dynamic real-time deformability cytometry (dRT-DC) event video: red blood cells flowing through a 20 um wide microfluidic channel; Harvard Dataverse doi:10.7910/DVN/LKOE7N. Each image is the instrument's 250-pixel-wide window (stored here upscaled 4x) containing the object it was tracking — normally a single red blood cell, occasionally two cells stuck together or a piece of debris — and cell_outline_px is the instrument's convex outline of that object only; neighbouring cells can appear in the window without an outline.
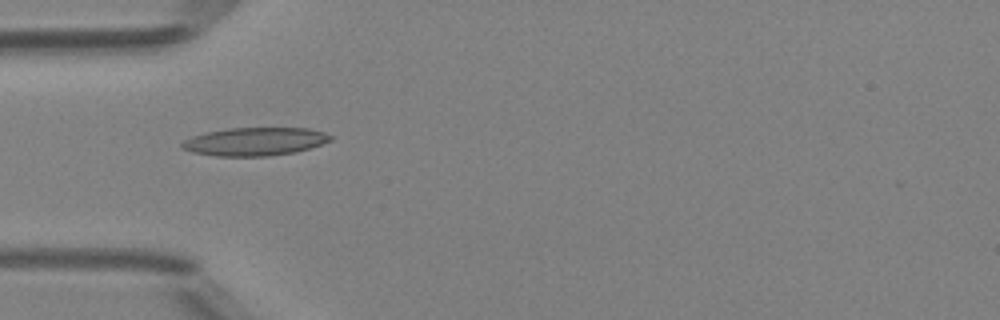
{"species": "Egyptian fruit bat (a non-hibernating species)", "species_latin": "Rousettus aegyptiacus", "temperature_condition": "room temperature", "stored_images_in_passage": 4, "camera_frame_rate_fps": 3000, "um_per_image_px": 0.085, "animal": {"sex": "female"}, "frame": {"image": 1, "passage_image": 2, "time_ms": 1.0, "image_size_px": [1000, 320], "cell_outline_px": [[332, 140], [296, 152], [268, 156], [216, 156], [192, 152], [180, 148], [180, 144], [184, 140], [192, 136], [204, 132], [228, 128], [308, 128], [324, 132], [332, 136]], "centroid_in_image_um": [21.62, 12.03], "position_along_channel_um": 63.4, "area_um2": 24.45}}
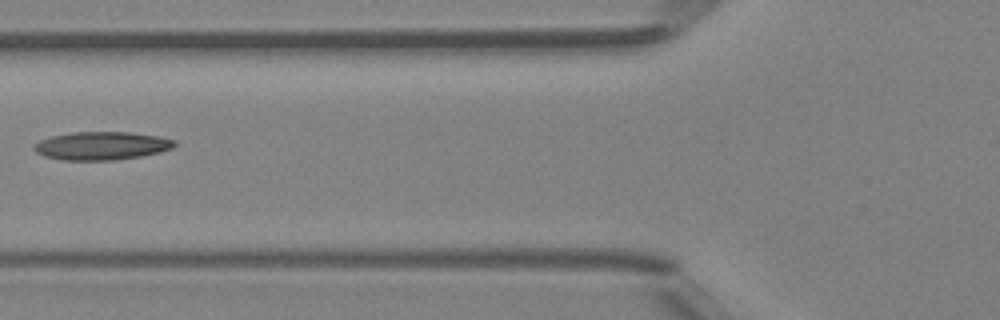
{"frame": {"image": 2, "passage_image": 3, "time_ms": 2.333, "image_size_px": [1000, 320], "cell_outline_px": [[176, 144], [172, 148], [160, 152], [140, 156], [116, 160], [64, 160], [44, 156], [36, 152], [32, 148], [40, 140], [52, 136], [72, 132], [128, 132], [156, 136], [176, 140]], "centroid_in_image_um": [8.63, 12.39], "position_along_channel_um": 117.2, "area_um2": 22.95}}
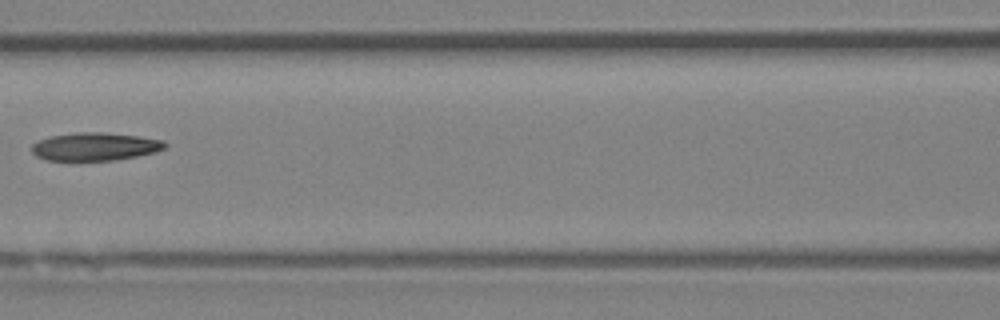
{"frame": {"image": 3, "passage_image": 4, "time_ms": 3.333, "image_size_px": [1000, 320], "cell_outline_px": [[168, 144], [164, 148], [156, 152], [116, 160], [44, 160], [36, 156], [32, 152], [32, 144], [36, 140], [52, 136], [76, 132], [104, 132], [136, 136], [164, 140]], "centroid_in_image_um": [8.06, 12.46], "position_along_channel_um": 158.5, "area_um2": 21.79}}